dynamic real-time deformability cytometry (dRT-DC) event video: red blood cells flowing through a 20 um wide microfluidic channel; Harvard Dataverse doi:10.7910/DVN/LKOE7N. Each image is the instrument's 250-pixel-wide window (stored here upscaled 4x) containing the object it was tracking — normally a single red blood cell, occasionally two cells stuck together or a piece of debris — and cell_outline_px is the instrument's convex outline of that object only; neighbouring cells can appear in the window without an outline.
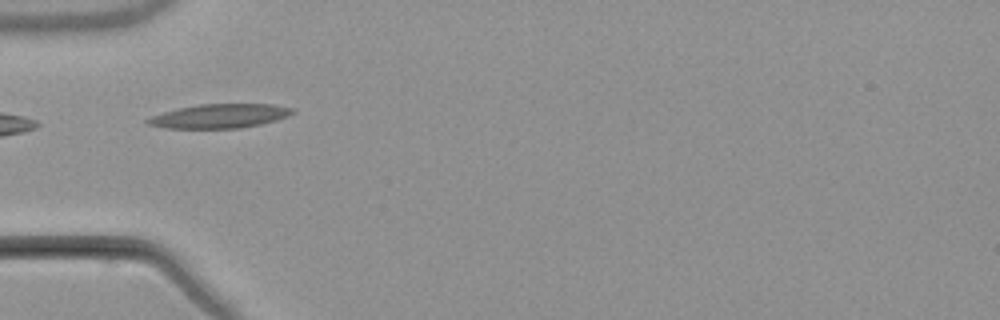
{"species": "common noctule bat (a hibernating species)", "species_latin": "Nyctalus noctula", "temperature_condition": "warm", "stored_images_in_passage": 3, "camera_frame_rate_fps": 3000, "um_per_image_px": 0.085, "animal": {"sex": "male", "body_mass_g": 21.5, "forearm_length_mm": 52.0}, "frame": {"image": 1, "passage_image": 1, "time_ms": 0.0, "image_size_px": [1000, 320], "cell_outline_px": [[296, 112], [288, 116], [276, 120], [260, 124], [240, 128], [164, 128], [148, 124], [144, 120], [152, 116], [164, 112], [180, 108], [200, 104], [272, 104], [292, 108]], "centroid_in_image_um": [18.69, 9.86], "position_along_channel_um": 66.3, "area_um2": 20.17}}
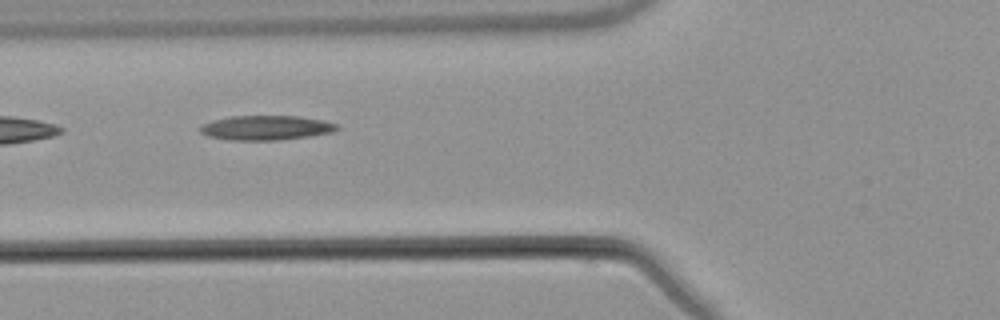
{"frame": {"image": 2, "passage_image": 2, "time_ms": 1.0, "image_size_px": [1000, 320], "cell_outline_px": [[340, 128], [332, 132], [308, 136], [280, 140], [228, 140], [208, 136], [200, 132], [200, 128], [204, 124], [212, 120], [228, 116], [300, 116], [324, 120], [340, 124]], "centroid_in_image_um": [22.65, 10.85], "position_along_channel_um": 103.2, "area_um2": 19.71}}
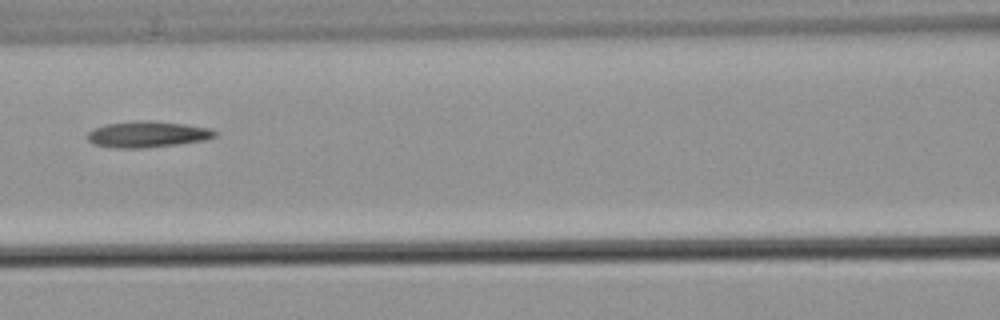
{"frame": {"image": 3, "passage_image": 3, "time_ms": 2.333, "image_size_px": [1000, 320], "cell_outline_px": [[216, 136], [204, 140], [176, 144], [140, 148], [112, 148], [96, 144], [88, 140], [88, 132], [104, 124], [136, 120], [148, 120], [184, 124], [208, 128], [216, 132]], "centroid_in_image_um": [12.5, 11.41], "position_along_channel_um": 154.1, "area_um2": 19.19}}